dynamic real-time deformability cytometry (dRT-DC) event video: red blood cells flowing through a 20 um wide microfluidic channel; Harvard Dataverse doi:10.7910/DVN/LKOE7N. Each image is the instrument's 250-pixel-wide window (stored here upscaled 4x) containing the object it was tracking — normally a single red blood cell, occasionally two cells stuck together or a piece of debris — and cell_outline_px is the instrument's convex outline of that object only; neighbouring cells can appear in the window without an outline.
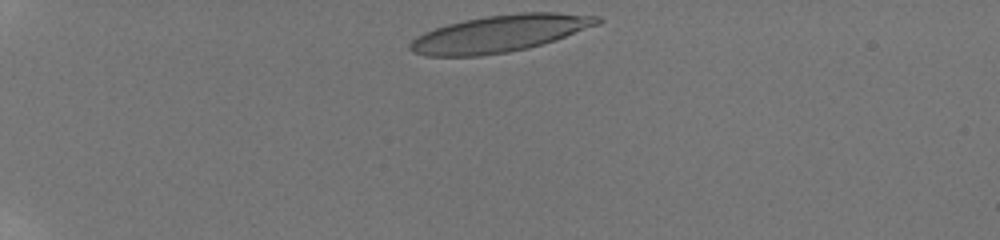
{"species": "human", "species_latin": "Homo sapiens", "temperature_condition": "room temperature", "stored_images_in_passage": 39, "camera_frame_rate_fps": 3000, "um_per_image_px": 0.085, "donor": {"sex": "male"}, "frame": {"image": 1, "passage_image": 1, "time_ms": 0.0, "image_size_px": [1000, 240], "cell_outline_px": [[604, 20], [600, 24], [556, 40], [528, 48], [508, 52], [480, 56], [428, 56], [412, 52], [408, 48], [408, 44], [416, 36], [424, 32], [448, 24], [464, 20], [488, 16], [520, 12], [556, 12], [600, 16]], "centroid_in_image_um": [42.51, 2.85], "position_along_channel_um": 42.5, "area_um2": 40.46}}
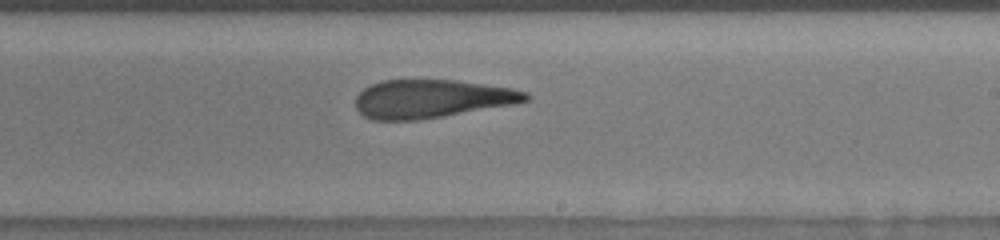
{"frame": {"image": 2, "passage_image": 23, "time_ms": 7.333, "image_size_px": [1000, 240], "cell_outline_px": [[532, 96], [528, 100], [512, 104], [444, 116], [416, 120], [372, 120], [364, 116], [356, 108], [356, 96], [364, 88], [380, 80], [456, 80], [512, 88], [528, 92]], "centroid_in_image_um": [36.68, 8.39], "position_along_channel_um": 252.3, "area_um2": 37.92}}
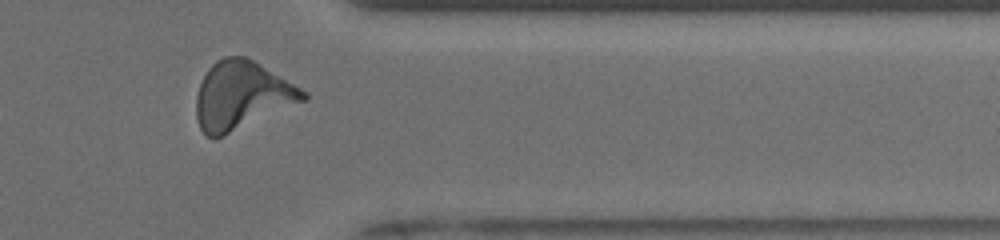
{"frame": {"image": 3, "passage_image": 34, "time_ms": 11.0, "image_size_px": [1000, 240], "cell_outline_px": [[308, 96], [304, 100], [224, 136], [208, 136], [200, 128], [196, 116], [196, 96], [200, 84], [208, 68], [216, 60], [224, 56], [244, 56], [252, 60], [308, 92]], "centroid_in_image_um": [20.51, 8.1], "position_along_channel_um": 390.9, "area_um2": 41.67}, "authors_computed_cell_mechanics": {"area_um2": 39.304, "velocity_mm_per_s": 3.8606, "shape_relaxation_time_tau1_ms": null, "shape_relaxation_time_tau2_ms": 1.6959, "deformation_change_tau1": null, "deformation_change_tau2": 0.1204}}